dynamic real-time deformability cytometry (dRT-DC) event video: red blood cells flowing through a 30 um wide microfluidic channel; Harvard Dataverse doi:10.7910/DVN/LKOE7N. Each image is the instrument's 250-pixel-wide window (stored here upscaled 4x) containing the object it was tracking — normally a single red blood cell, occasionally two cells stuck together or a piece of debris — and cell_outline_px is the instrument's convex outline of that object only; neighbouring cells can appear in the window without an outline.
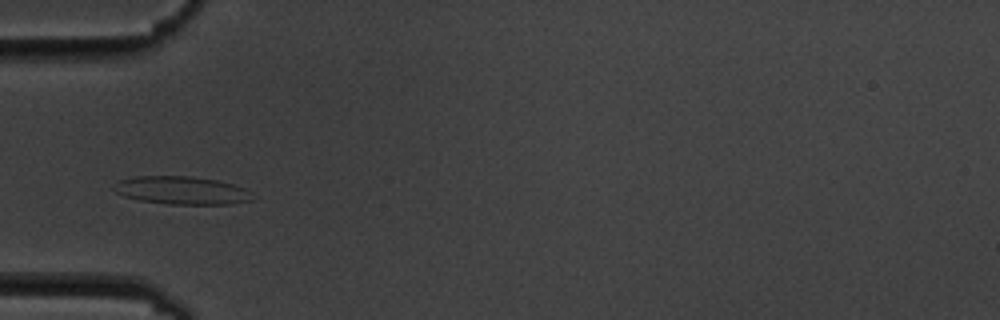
{"species": "common noctule bat (a hibernating species)", "species_latin": "Nyctalus noctula", "temperature_condition": "cold", "stored_images_in_passage": 4, "camera_frame_rate_fps": 3000, "um_per_image_px": 0.085, "animal": {"sex": "male", "body_mass_g": 19.5, "forearm_length_mm": 54.6}, "frame": {"image": 1, "passage_image": 3, "time_ms": 2.333, "image_size_px": [1000, 320], "cell_outline_px": [[252, 200], [232, 204], [168, 204], [140, 200], [124, 196], [116, 192], [112, 188], [112, 184], [120, 180], [132, 176], [192, 176], [216, 180], [232, 184], [244, 188], [248, 192]], "centroid_in_image_um": [15.37, 16.17], "position_along_channel_um": 69.6, "area_um2": 22.54}}